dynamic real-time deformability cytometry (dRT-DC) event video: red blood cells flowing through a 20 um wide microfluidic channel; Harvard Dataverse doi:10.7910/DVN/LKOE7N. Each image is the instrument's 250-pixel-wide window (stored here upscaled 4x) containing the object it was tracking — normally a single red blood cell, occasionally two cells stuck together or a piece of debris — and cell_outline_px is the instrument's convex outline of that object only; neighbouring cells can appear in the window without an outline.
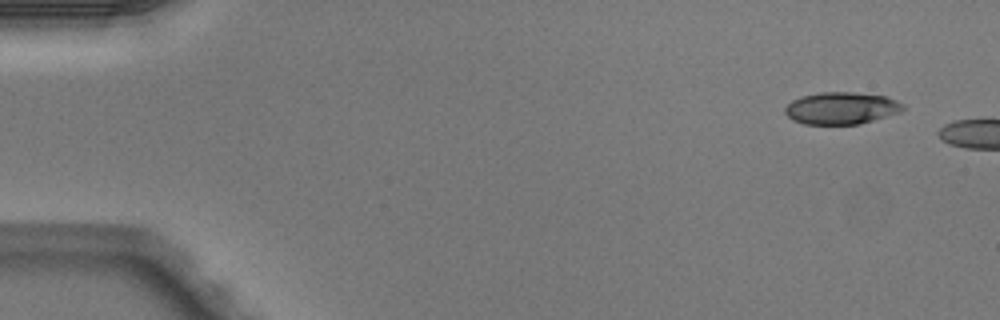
{"species": "Egyptian fruit bat (a non-hibernating species)", "species_latin": "Rousettus aegyptiacus", "temperature_condition": "warm", "stored_images_in_passage": 2, "camera_frame_rate_fps": 3000, "um_per_image_px": 0.085, "animal": {"sex": "male"}, "frame": {"image": 1, "passage_image": 1, "time_ms": 0.0, "image_size_px": [1000, 320], "cell_outline_px": [[904, 108], [900, 112], [860, 124], [804, 124], [792, 120], [784, 112], [784, 108], [792, 100], [800, 96], [820, 92], [852, 92], [884, 96], [896, 100], [904, 104]], "centroid_in_image_um": [71.48, 9.19], "position_along_channel_um": 13.5, "area_um2": 22.08}}